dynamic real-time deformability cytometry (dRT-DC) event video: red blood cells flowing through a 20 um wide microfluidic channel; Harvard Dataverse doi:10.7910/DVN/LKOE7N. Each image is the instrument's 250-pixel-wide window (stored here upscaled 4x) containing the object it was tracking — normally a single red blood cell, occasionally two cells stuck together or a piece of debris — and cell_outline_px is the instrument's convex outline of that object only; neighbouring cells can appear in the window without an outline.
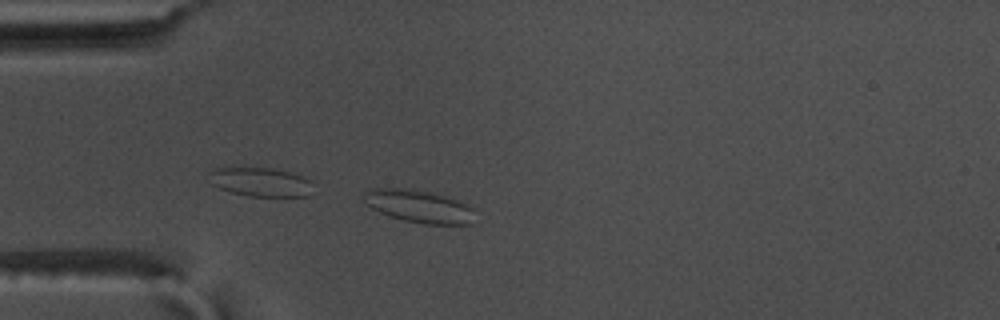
{"species": "common noctule bat (a hibernating species)", "species_latin": "Nyctalus noctula", "temperature_condition": "warm", "stored_images_in_passage": 3, "camera_frame_rate_fps": 3000, "um_per_image_px": 0.085, "animal": {"sex": "male", "body_mass_g": 17.5, "forearm_length_mm": 52.3}, "frame": {"image": 1, "passage_image": 1, "time_ms": 0.0, "image_size_px": [1000, 320], "cell_outline_px": [[472, 224], [424, 224], [404, 220], [388, 216], [372, 208], [360, 196], [364, 192], [372, 188], [412, 188], [444, 196], [468, 204], [472, 208]], "centroid_in_image_um": [35.56, 17.52], "position_along_channel_um": 49.4, "area_um2": 21.04}}